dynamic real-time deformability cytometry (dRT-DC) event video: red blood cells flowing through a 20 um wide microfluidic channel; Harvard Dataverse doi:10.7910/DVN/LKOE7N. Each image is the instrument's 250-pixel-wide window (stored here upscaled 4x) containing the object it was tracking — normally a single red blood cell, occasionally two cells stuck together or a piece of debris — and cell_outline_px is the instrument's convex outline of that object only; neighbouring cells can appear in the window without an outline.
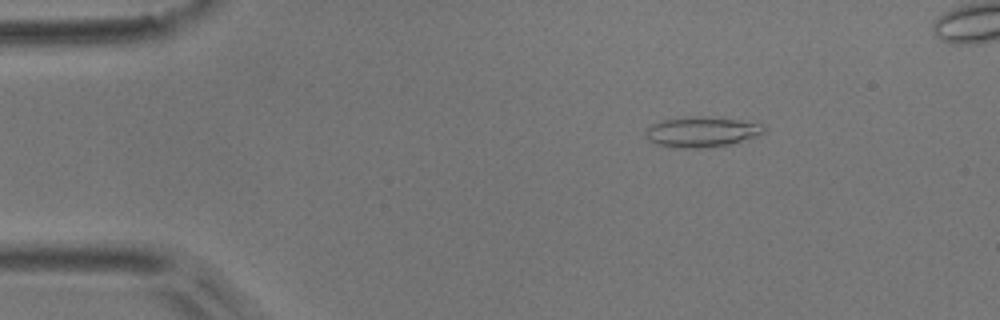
{"species": "common noctule bat (a hibernating species)", "species_latin": "Nyctalus noctula", "temperature_condition": "room temperature", "stored_images_in_passage": 6, "camera_frame_rate_fps": 3000, "um_per_image_px": 0.085, "animal": {"sex": "male", "body_mass_g": 17.9}, "frame": {"image": 1, "passage_image": 3, "time_ms": 0.667, "image_size_px": [1000, 320], "cell_outline_px": [[764, 132], [728, 144], [704, 148], [676, 148], [656, 144], [648, 140], [644, 136], [644, 132], [652, 124], [664, 120], [688, 116], [700, 116], [736, 120], [764, 124]], "centroid_in_image_um": [59.55, 11.21], "position_along_channel_um": 25.5, "area_um2": 20.58}}